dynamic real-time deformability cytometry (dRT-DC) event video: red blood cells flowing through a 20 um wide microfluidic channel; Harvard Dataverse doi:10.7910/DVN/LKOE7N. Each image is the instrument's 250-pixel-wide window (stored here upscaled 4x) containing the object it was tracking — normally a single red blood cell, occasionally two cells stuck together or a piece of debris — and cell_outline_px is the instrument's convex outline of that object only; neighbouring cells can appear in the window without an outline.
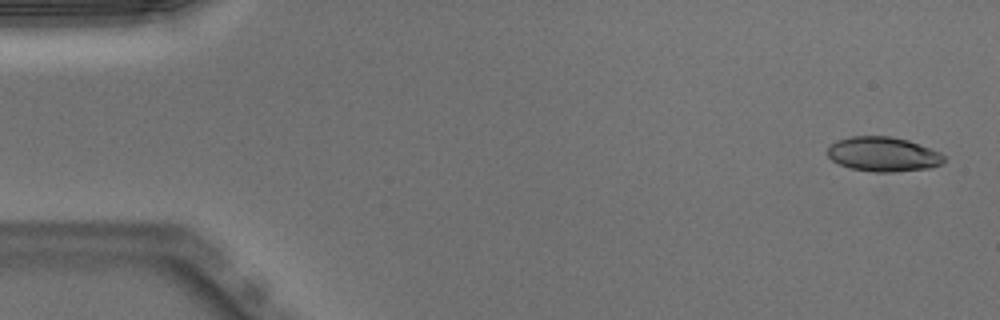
{"species": "Egyptian fruit bat (a non-hibernating species)", "species_latin": "Rousettus aegyptiacus", "temperature_condition": "warm", "stored_images_in_passage": 50, "camera_frame_rate_fps": 3000, "um_per_image_px": 0.085, "animal": {"sex": "male"}, "frame": {"image": 1, "passage_image": 2, "time_ms": 0.333, "image_size_px": [1000, 320], "cell_outline_px": [[944, 160], [940, 164], [932, 168], [892, 172], [872, 172], [852, 168], [840, 164], [832, 160], [828, 156], [828, 148], [836, 140], [852, 136], [892, 136], [908, 140], [940, 152], [944, 156]], "centroid_in_image_um": [75.08, 13.11], "position_along_channel_um": 9.9, "area_um2": 23.41}}
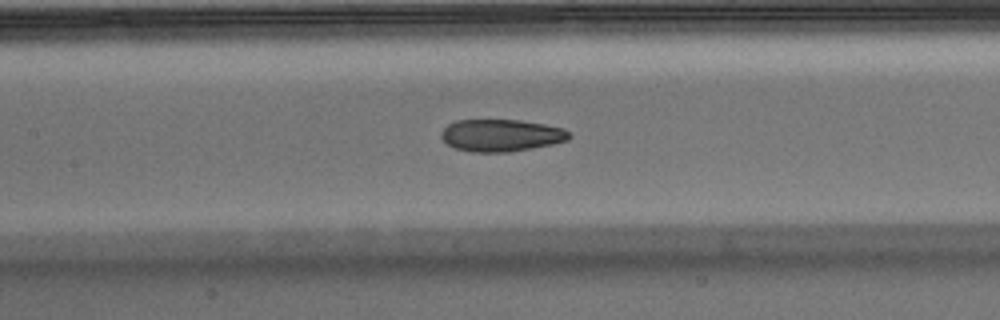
{"frame": {"image": 2, "passage_image": 23, "time_ms": 7.333, "image_size_px": [1000, 320], "cell_outline_px": [[572, 136], [568, 140], [552, 144], [532, 148], [508, 152], [472, 152], [456, 148], [448, 144], [440, 136], [440, 132], [448, 124], [456, 120], [520, 120], [544, 124], [564, 128]], "centroid_in_image_um": [42.6, 11.5], "position_along_channel_um": 164.8, "area_um2": 23.99}}
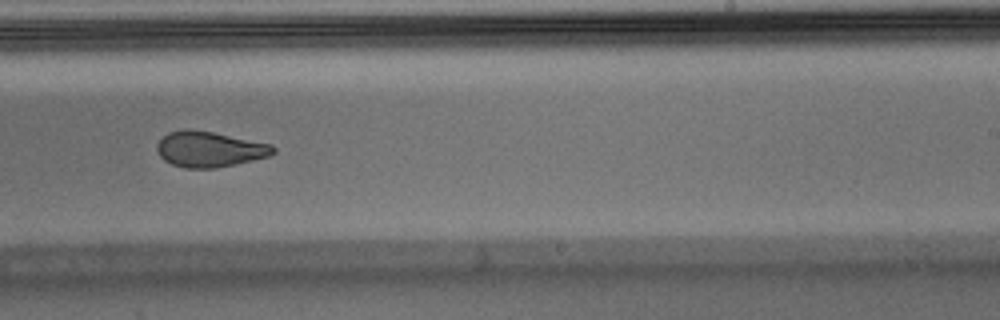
{"frame": {"image": 3, "passage_image": 31, "time_ms": 10.0, "image_size_px": [1000, 320], "cell_outline_px": [[276, 152], [268, 156], [236, 164], [216, 168], [184, 168], [172, 164], [164, 160], [160, 156], [156, 148], [156, 144], [168, 132], [184, 128], [188, 128], [212, 132], [272, 144], [276, 148]], "centroid_in_image_um": [17.79, 12.68], "position_along_channel_um": 271.2, "area_um2": 24.16}, "authors_computed_cell_mechanics": {"area_um2": 24.5361, "velocity_mm_per_s": 3.999, "shape_relaxation_time_tau1_ms": null, "shape_relaxation_time_tau2_ms": 2.0707, "deformation_change_tau1": null, "deformation_change_tau2": 0.0914}}